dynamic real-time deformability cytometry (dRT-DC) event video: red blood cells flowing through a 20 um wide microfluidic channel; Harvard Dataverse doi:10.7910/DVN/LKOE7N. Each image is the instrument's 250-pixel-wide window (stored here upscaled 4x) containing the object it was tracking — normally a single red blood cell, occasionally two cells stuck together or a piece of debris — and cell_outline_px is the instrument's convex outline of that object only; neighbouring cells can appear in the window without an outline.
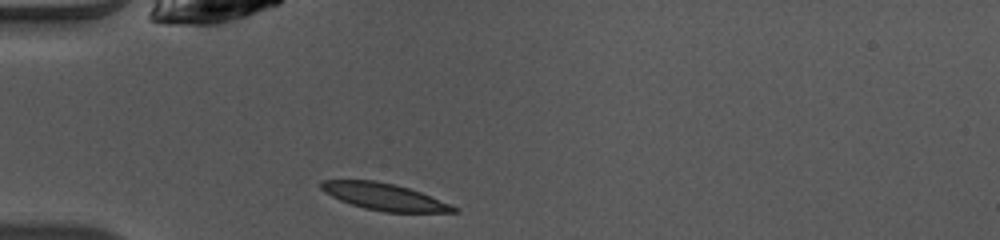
{"species": "common noctule bat (a hibernating species)", "species_latin": "Nyctalus noctula", "temperature_condition": "warm", "stored_images_in_passage": 36, "camera_frame_rate_fps": 3000, "um_per_image_px": 0.085, "animal": {"sex": "female", "body_mass_g": 10.0, "forearm_length_mm": 53.1}, "frame": {"image": 1, "passage_image": 1, "time_ms": 0.0, "image_size_px": [1000, 240], "cell_outline_px": [[460, 212], [384, 212], [364, 208], [340, 200], [324, 192], [320, 188], [320, 184], [324, 180], [372, 180], [392, 184], [408, 188], [420, 192], [452, 204], [460, 208]], "centroid_in_image_um": [32.7, 16.73], "position_along_channel_um": 52.3, "area_um2": 20.63}}
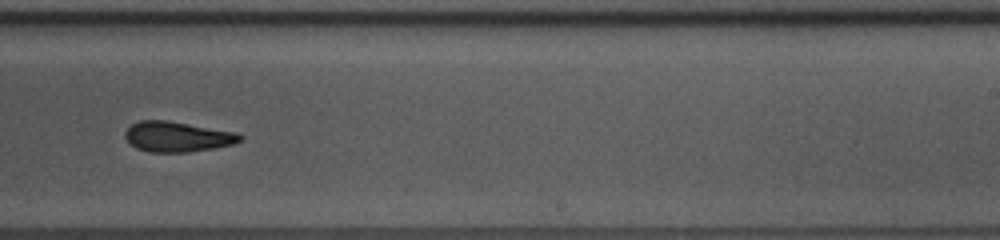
{"frame": {"image": 2, "passage_image": 18, "time_ms": 5.667, "image_size_px": [1000, 240], "cell_outline_px": [[244, 140], [232, 144], [212, 148], [188, 152], [148, 152], [136, 148], [124, 136], [124, 132], [132, 124], [140, 120], [164, 120], [236, 132], [244, 136]], "centroid_in_image_um": [15.08, 11.62], "position_along_channel_um": 273.9, "area_um2": 20.11}}
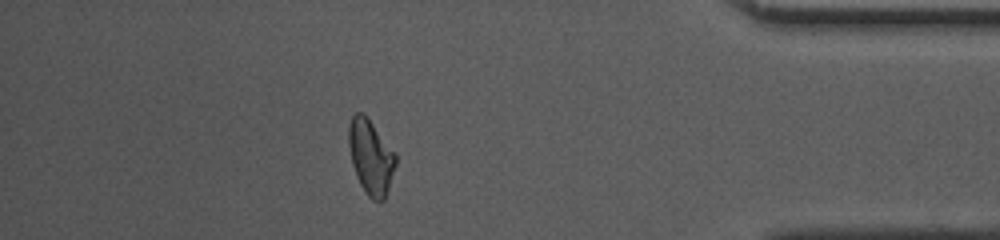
{"frame": {"image": 3, "passage_image": 30, "time_ms": 9.667, "image_size_px": [1000, 240], "cell_outline_px": [[396, 164], [384, 200], [372, 200], [364, 192], [356, 176], [352, 164], [348, 144], [348, 128], [352, 116], [356, 112], [364, 112], [396, 152]], "centroid_in_image_um": [31.51, 13.3], "position_along_channel_um": 403.7, "area_um2": 20.63}, "authors_computed_cell_mechanics": {"area_um2": 20.6346, "velocity_mm_per_s": 4.0822, "shape_relaxation_time_tau1_ms": 4.5125, "shape_relaxation_time_tau2_ms": 1.7337, "deformation_change_tau1": 0.1792, "deformation_change_tau2": 0.0942}}